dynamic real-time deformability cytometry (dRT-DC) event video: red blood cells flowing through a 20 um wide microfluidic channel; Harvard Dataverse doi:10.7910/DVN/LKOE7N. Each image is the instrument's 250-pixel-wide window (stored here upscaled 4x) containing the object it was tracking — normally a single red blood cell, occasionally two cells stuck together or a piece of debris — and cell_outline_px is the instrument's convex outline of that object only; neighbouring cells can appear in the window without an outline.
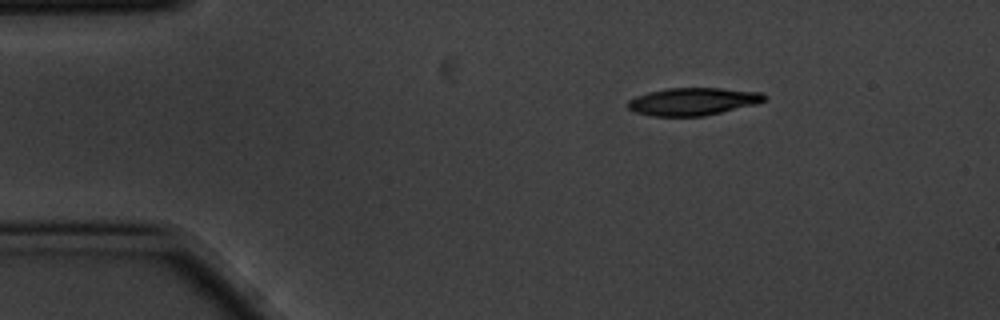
{"species": "common noctule bat (a hibernating species)", "species_latin": "Nyctalus noctula", "temperature_condition": "cold", "stored_images_in_passage": 2, "camera_frame_rate_fps": 3000, "um_per_image_px": 0.085, "animal": {"sex": "male", "body_mass_g": 20.1, "forearm_length_mm": 53.5}, "frame": {"image": 1, "passage_image": 1, "time_ms": 0.0, "image_size_px": [1000, 320], "cell_outline_px": [[768, 96], [764, 100], [756, 104], [704, 116], [652, 116], [636, 112], [628, 108], [628, 100], [636, 96], [648, 92], [668, 88], [720, 88], [760, 92]], "centroid_in_image_um": [58.89, 8.62], "position_along_channel_um": 26.1, "area_um2": 21.85}}